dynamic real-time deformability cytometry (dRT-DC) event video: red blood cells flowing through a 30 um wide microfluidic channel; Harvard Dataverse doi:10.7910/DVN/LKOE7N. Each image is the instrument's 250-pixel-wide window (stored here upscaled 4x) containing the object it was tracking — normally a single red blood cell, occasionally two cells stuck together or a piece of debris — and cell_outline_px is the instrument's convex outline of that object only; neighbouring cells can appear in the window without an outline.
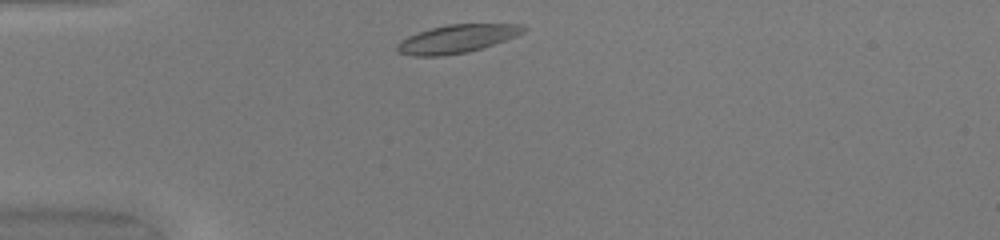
{"species": "common noctule bat (a hibernating species)", "species_latin": "Nyctalus noctula", "temperature_condition": "warm", "stored_images_in_passage": 39, "camera_frame_rate_fps": 3000, "um_per_image_px": 0.085, "animal": {"sex": "female", "body_mass_g": 20.0, "forearm_length_mm": 54.0}, "frame": {"image": 1, "passage_image": 2, "time_ms": 0.333, "image_size_px": [1000, 240], "cell_outline_px": [[528, 28], [524, 32], [516, 36], [468, 52], [440, 56], [412, 56], [396, 52], [396, 44], [400, 40], [408, 36], [432, 28], [448, 24], [524, 24]], "centroid_in_image_um": [38.82, 3.3], "position_along_channel_um": 46.2, "area_um2": 20.69}}
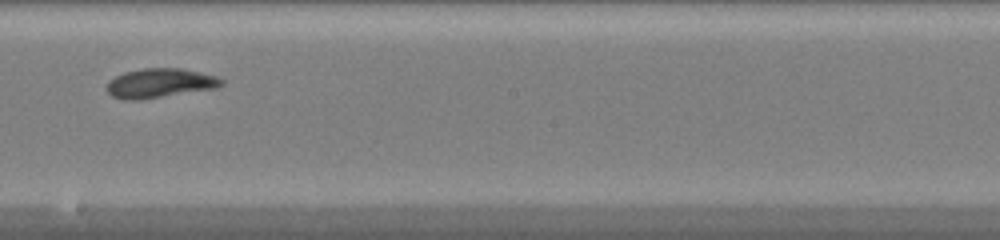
{"frame": {"image": 2, "passage_image": 18, "time_ms": 5.667, "image_size_px": [1000, 240], "cell_outline_px": [[224, 84], [216, 88], [140, 100], [124, 100], [112, 96], [104, 88], [108, 80], [124, 72], [144, 68], [180, 68], [200, 72], [216, 76], [224, 80]], "centroid_in_image_um": [13.56, 7.07], "position_along_channel_um": 234.6, "area_um2": 19.77}}
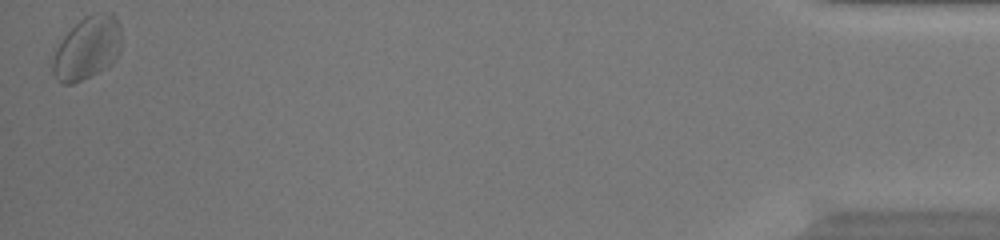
{"frame": {"image": 3, "passage_image": 39, "time_ms": 12.667, "image_size_px": [1000, 240], "cell_outline_px": [[120, 52], [112, 64], [72, 84], [60, 84], [56, 80], [52, 72], [52, 60], [56, 48], [60, 40], [84, 16], [96, 12], [112, 12], [116, 16], [120, 28]], "centroid_in_image_um": [7.4, 4.07], "position_along_channel_um": 427.8, "area_um2": 25.26}, "authors_computed_cell_mechanics": {"area_um2": 20.23, "velocity_mm_per_s": 4.0083, "shape_relaxation_time_tau1_ms": 2.8422, "shape_relaxation_time_tau2_ms": 6.0694, "deformation_change_tau1": 0.1228, "deformation_change_tau2": 0.0933}}